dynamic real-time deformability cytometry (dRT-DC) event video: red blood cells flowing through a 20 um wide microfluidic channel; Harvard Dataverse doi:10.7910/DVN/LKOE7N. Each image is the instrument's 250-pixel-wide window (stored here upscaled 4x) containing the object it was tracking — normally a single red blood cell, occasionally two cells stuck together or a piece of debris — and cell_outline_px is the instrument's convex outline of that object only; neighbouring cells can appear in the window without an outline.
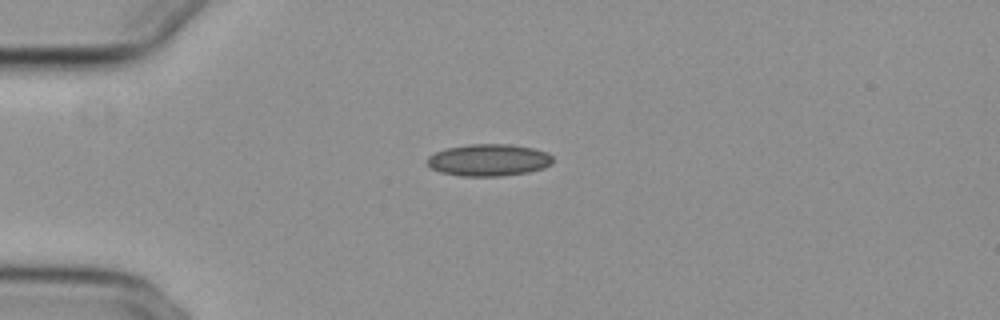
{"species": "common noctule bat (a hibernating species)", "species_latin": "Nyctalus noctula", "temperature_condition": "cold", "stored_images_in_passage": 42, "camera_frame_rate_fps": 3000, "um_per_image_px": 0.085, "animal": {"sex": "female", "body_mass_g": 29.2, "forearm_length_mm": 56.3}, "frame": {"image": 1, "passage_image": 1, "time_ms": 0.0, "image_size_px": [1000, 320], "cell_outline_px": [[552, 164], [544, 168], [528, 172], [500, 176], [464, 176], [440, 172], [432, 168], [428, 164], [428, 156], [436, 152], [448, 148], [468, 144], [508, 144], [532, 148], [548, 152], [552, 156]], "centroid_in_image_um": [41.57, 13.6], "position_along_channel_um": 43.4, "area_um2": 23.29}}
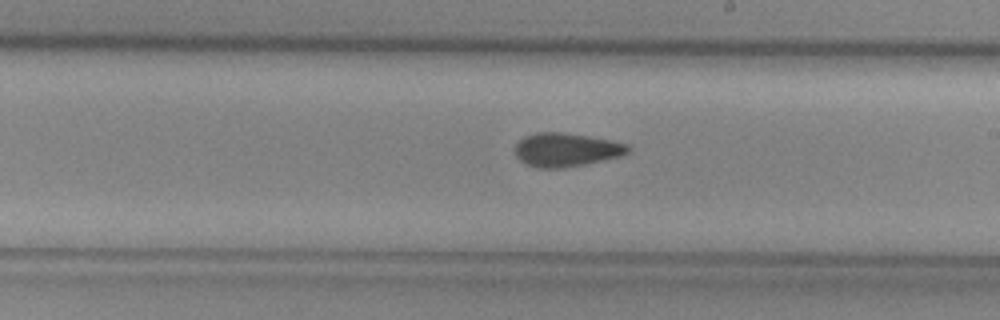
{"frame": {"image": 2, "passage_image": 19, "time_ms": 6.0, "image_size_px": [1000, 320], "cell_outline_px": [[632, 148], [628, 152], [620, 156], [584, 164], [564, 168], [536, 168], [524, 164], [516, 156], [516, 144], [524, 136], [536, 132], [560, 132], [588, 136], [628, 144]], "centroid_in_image_um": [48.1, 12.73], "position_along_channel_um": 240.9, "area_um2": 22.08}}
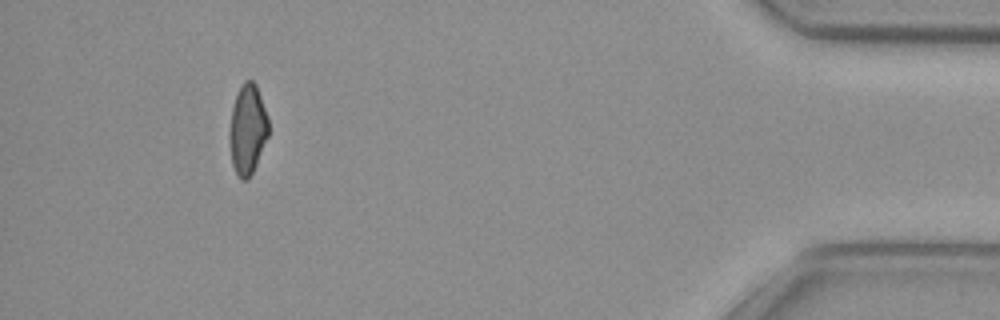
{"frame": {"image": 3, "passage_image": 38, "time_ms": 12.333, "image_size_px": [1000, 320], "cell_outline_px": [[268, 136], [256, 164], [248, 180], [240, 180], [232, 164], [228, 140], [228, 132], [232, 108], [240, 84], [244, 80], [252, 80], [256, 84], [268, 116]], "centroid_in_image_um": [21.02, 10.99], "position_along_channel_um": 414.2, "area_um2": 20.63}, "authors_computed_cell_mechanics": {"area_um2": 21.9351, "velocity_mm_per_s": 3.7354, "shape_relaxation_time_tau1_ms": 7.7878, "shape_relaxation_time_tau2_ms": 3.4128, "deformation_change_tau1": 0.1392, "deformation_change_tau2": 0.096}}